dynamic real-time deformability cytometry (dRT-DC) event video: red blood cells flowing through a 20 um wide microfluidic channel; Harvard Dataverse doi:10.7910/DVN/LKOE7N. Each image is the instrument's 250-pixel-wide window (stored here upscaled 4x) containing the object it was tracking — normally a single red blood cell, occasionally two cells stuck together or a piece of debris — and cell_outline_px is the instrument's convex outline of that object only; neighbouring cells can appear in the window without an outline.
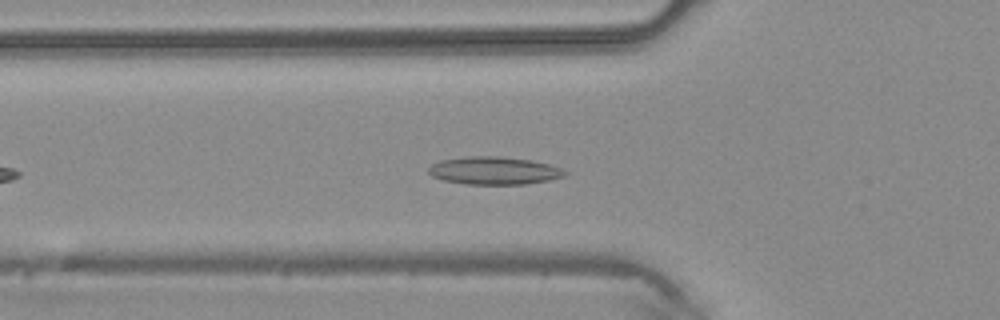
{"species": "common noctule bat (a hibernating species)", "species_latin": "Nyctalus noctula", "temperature_condition": "warm", "stored_images_in_passage": 30, "camera_frame_rate_fps": 3000, "um_per_image_px": 0.085, "animal": {"sex": "male", "body_mass_g": 20.4}, "frame": {"image": 1, "passage_image": 8, "time_ms": 2.333, "image_size_px": [1000, 320], "cell_outline_px": [[568, 172], [564, 176], [548, 180], [524, 184], [464, 184], [444, 180], [432, 176], [428, 172], [428, 168], [432, 164], [440, 160], [468, 156], [500, 156], [532, 160], [548, 164], [560, 168]], "centroid_in_image_um": [41.97, 14.5], "position_along_channel_um": 83.8, "area_um2": 22.02}}
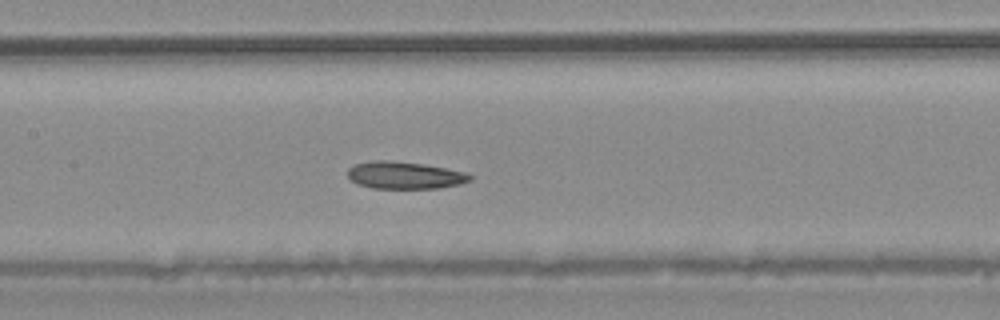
{"frame": {"image": 2, "passage_image": 14, "time_ms": 4.333, "image_size_px": [1000, 320], "cell_outline_px": [[472, 180], [460, 184], [440, 188], [372, 188], [356, 184], [348, 176], [348, 168], [356, 164], [372, 160], [384, 160], [420, 164], [444, 168], [464, 172], [472, 176]], "centroid_in_image_um": [34.38, 14.91], "position_along_channel_um": 173.0, "area_um2": 19.19}}
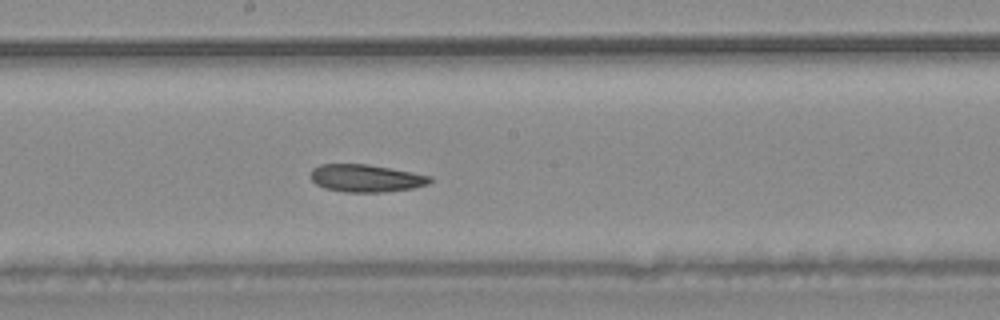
{"frame": {"image": 3, "passage_image": 17, "time_ms": 5.333, "image_size_px": [1000, 320], "cell_outline_px": [[432, 180], [428, 184], [412, 188], [384, 192], [344, 192], [324, 188], [316, 184], [308, 176], [312, 168], [320, 164], [368, 164], [392, 168], [432, 176]], "centroid_in_image_um": [31.07, 15.14], "position_along_channel_um": 217.1, "area_um2": 19.36}}